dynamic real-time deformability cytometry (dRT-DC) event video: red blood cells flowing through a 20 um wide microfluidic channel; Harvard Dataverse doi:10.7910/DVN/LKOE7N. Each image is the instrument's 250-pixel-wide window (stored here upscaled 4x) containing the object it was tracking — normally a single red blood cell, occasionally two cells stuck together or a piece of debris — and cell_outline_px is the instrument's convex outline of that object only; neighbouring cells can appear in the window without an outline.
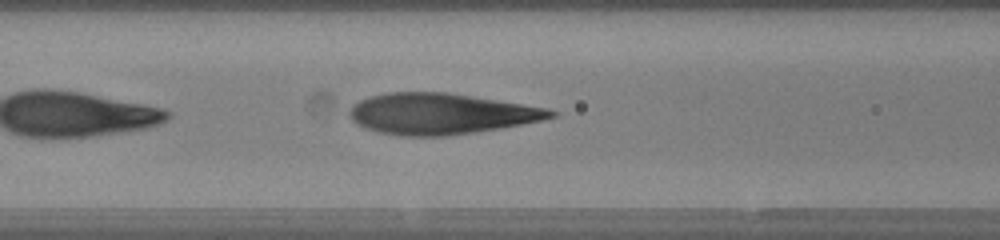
{"species": "human", "species_latin": "Homo sapiens", "temperature_condition": "warm", "stored_images_in_passage": 32, "camera_frame_rate_fps": 3000, "um_per_image_px": 0.085, "donor": {"sex": "female"}, "frame": {"image": 1, "passage_image": 6, "time_ms": 1.667, "image_size_px": [1000, 240], "cell_outline_px": [[560, 112], [556, 116], [540, 120], [500, 128], [444, 136], [404, 136], [380, 132], [364, 128], [356, 124], [348, 116], [348, 112], [352, 104], [360, 100], [372, 96], [388, 92], [448, 92], [548, 108]], "centroid_in_image_um": [37.43, 9.66], "position_along_channel_um": 129.2, "area_um2": 47.92}}
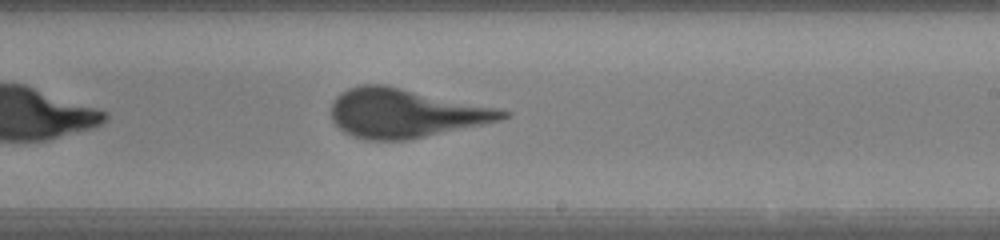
{"frame": {"image": 2, "passage_image": 15, "time_ms": 4.667, "image_size_px": [1000, 240], "cell_outline_px": [[512, 112], [508, 116], [500, 120], [484, 124], [408, 140], [368, 140], [352, 136], [344, 132], [332, 120], [332, 100], [340, 92], [348, 88], [360, 84], [384, 84], [500, 108]], "centroid_in_image_um": [34.45, 9.61], "position_along_channel_um": 254.6, "area_um2": 49.01}}
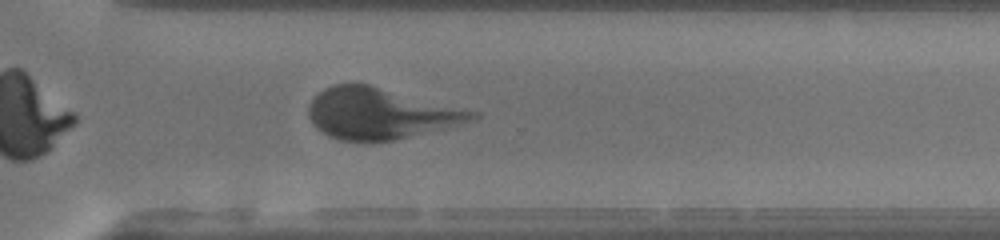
{"frame": {"image": 3, "passage_image": 21, "time_ms": 6.667, "image_size_px": [1000, 240], "cell_outline_px": [[480, 116], [476, 120], [464, 124], [396, 140], [372, 144], [364, 144], [340, 140], [328, 136], [316, 128], [312, 124], [308, 112], [308, 108], [312, 100], [324, 88], [332, 84], [368, 84], [480, 112]], "centroid_in_image_um": [32.35, 9.69], "position_along_channel_um": 338.2, "area_um2": 49.59}, "authors_computed_cell_mechanics": {"area_um2": 48.2052, "velocity_mm_per_s": 4.1897, "shape_relaxation_time_tau1_ms": 3.4295, "shape_relaxation_time_tau2_ms": 1.007, "deformation_change_tau1": 0.2186, "deformation_change_tau2": 0.1107}}